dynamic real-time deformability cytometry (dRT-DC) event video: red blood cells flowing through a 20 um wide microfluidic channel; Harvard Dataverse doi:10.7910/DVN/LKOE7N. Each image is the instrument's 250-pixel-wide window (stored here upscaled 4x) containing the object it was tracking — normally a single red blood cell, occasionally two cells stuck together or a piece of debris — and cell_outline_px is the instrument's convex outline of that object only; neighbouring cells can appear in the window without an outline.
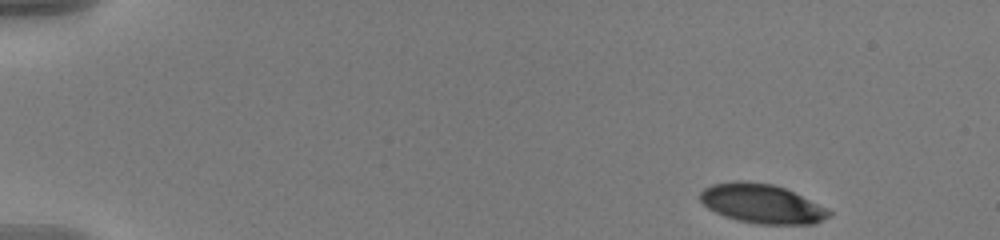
{"species": "human", "species_latin": "Homo sapiens", "temperature_condition": "warm", "stored_images_in_passage": 51, "camera_frame_rate_fps": 3000, "um_per_image_px": 0.085, "donor": {"sex": "male"}, "frame": {"image": 1, "passage_image": 1, "time_ms": 0.0, "image_size_px": [1000, 240], "cell_outline_px": [[832, 216], [816, 224], [756, 224], [736, 220], [724, 216], [708, 208], [700, 200], [700, 192], [704, 188], [712, 184], [736, 180], [744, 180], [772, 184], [784, 188], [828, 208], [832, 212]], "centroid_in_image_um": [64.77, 17.32], "position_along_channel_um": 20.2, "area_um2": 29.65}}
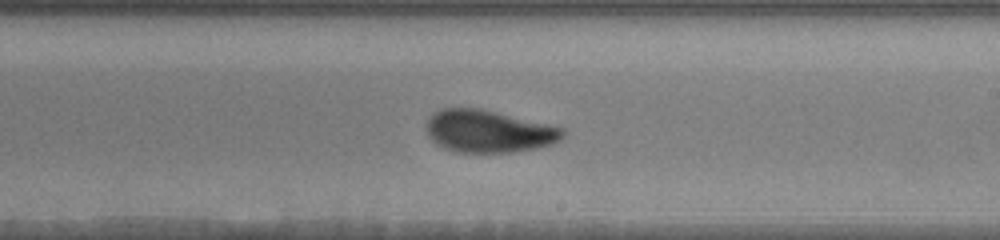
{"frame": {"image": 2, "passage_image": 30, "time_ms": 9.667, "image_size_px": [1000, 240], "cell_outline_px": [[568, 132], [560, 140], [552, 144], [536, 148], [512, 152], [456, 152], [444, 148], [436, 144], [428, 136], [428, 120], [432, 112], [440, 108], [480, 108], [548, 124], [564, 128]], "centroid_in_image_um": [41.54, 11.16], "position_along_channel_um": 247.5, "area_um2": 33.76}}
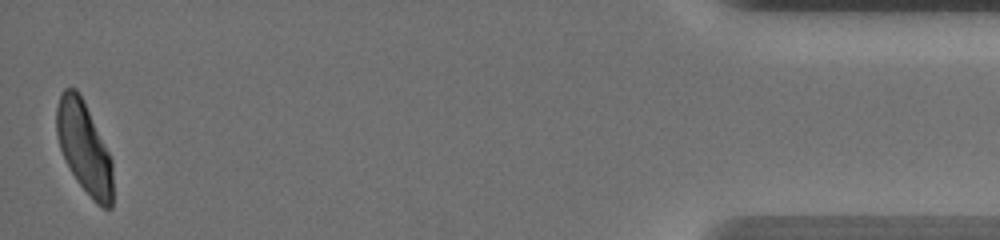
{"frame": {"image": 3, "passage_image": 51, "time_ms": 16.667, "image_size_px": [1000, 240], "cell_outline_px": [[112, 208], [104, 208], [96, 204], [92, 200], [76, 180], [60, 148], [56, 132], [56, 108], [60, 96], [64, 88], [76, 88], [112, 160]], "centroid_in_image_um": [7.14, 12.59], "position_along_channel_um": 428.1, "area_um2": 29.25}, "authors_computed_cell_mechanics": {"area_um2": 32.4258, "velocity_mm_per_s": 3.6231, "shape_relaxation_time_tau1_ms": 3.752, "shape_relaxation_time_tau2_ms": 1.3309, "deformation_change_tau1": 0.1537, "deformation_change_tau2": 0.0683}}